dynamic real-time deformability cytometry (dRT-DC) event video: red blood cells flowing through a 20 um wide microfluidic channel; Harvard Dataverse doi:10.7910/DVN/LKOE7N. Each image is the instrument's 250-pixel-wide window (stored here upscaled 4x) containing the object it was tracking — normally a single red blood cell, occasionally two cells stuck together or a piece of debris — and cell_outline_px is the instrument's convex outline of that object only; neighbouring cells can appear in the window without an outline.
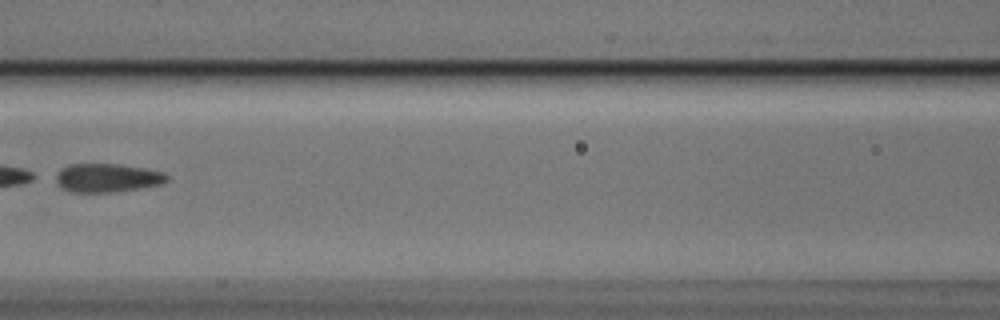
{"species": "Egyptian fruit bat (a non-hibernating species)", "species_latin": "Rousettus aegyptiacus", "temperature_condition": "cold", "stored_images_in_passage": 6, "camera_frame_rate_fps": 3000, "um_per_image_px": 0.085, "animal": {"sex": "male"}, "frame": {"image": 1, "passage_image": 6, "time_ms": 1.667, "image_size_px": [1000, 320], "cell_outline_px": [[168, 180], [164, 184], [112, 192], [72, 192], [60, 188], [56, 184], [52, 176], [60, 168], [68, 164], [120, 164], [144, 168], [164, 172], [168, 176]], "centroid_in_image_um": [9.04, 15.11], "position_along_channel_um": 157.6, "area_um2": 18.9}}